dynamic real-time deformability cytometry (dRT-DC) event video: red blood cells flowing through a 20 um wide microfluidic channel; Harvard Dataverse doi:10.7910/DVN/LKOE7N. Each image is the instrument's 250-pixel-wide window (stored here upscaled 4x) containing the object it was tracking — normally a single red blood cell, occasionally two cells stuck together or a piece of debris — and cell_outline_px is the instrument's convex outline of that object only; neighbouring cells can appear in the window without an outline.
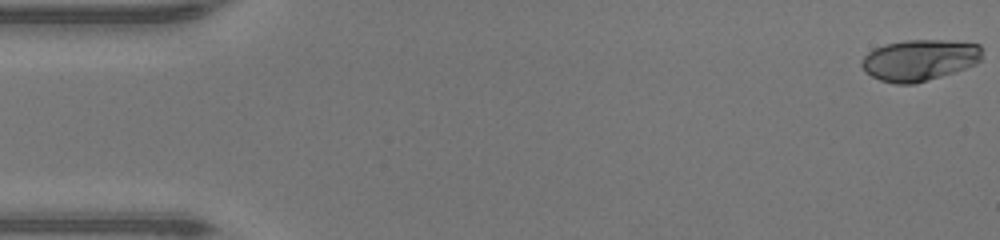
{"species": "human", "species_latin": "Homo sapiens", "temperature_condition": "warm", "stored_images_in_passage": 48, "camera_frame_rate_fps": 3000, "um_per_image_px": 0.085, "donor": {"sex": "male"}, "frame": {"image": 1, "passage_image": 1, "time_ms": 0.0, "image_size_px": [1000, 240], "cell_outline_px": [[980, 60], [976, 64], [916, 84], [896, 84], [880, 80], [864, 72], [860, 64], [864, 56], [868, 52], [884, 44], [904, 40], [948, 40], [980, 44]], "centroid_in_image_um": [78.11, 5.1], "position_along_channel_um": 6.9, "area_um2": 28.9}}
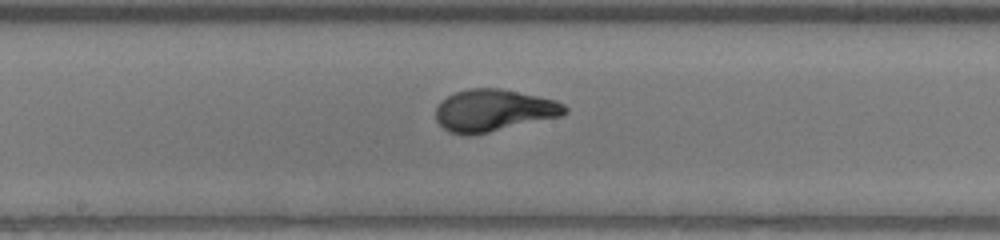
{"frame": {"image": 2, "passage_image": 25, "time_ms": 8.0, "image_size_px": [1000, 240], "cell_outline_px": [[568, 112], [560, 116], [488, 132], [468, 136], [464, 136], [448, 132], [436, 120], [436, 108], [440, 100], [456, 92], [468, 88], [500, 88], [556, 100], [564, 104], [568, 108]], "centroid_in_image_um": [41.93, 9.38], "position_along_channel_um": 206.3, "area_um2": 31.56}}
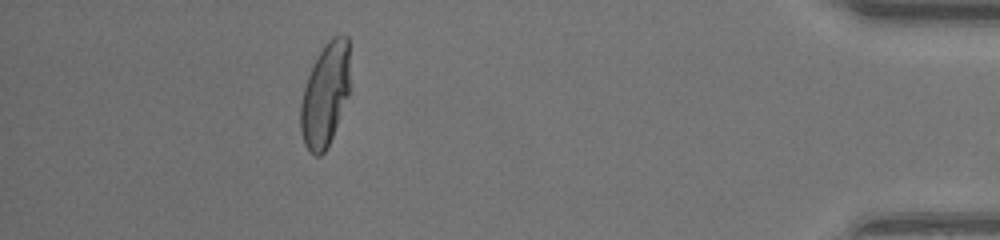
{"frame": {"image": 3, "passage_image": 43, "time_ms": 14.0, "image_size_px": [1000, 240], "cell_outline_px": [[352, 92], [332, 136], [324, 152], [320, 156], [316, 156], [304, 144], [300, 128], [300, 104], [304, 88], [308, 76], [324, 44], [332, 36], [348, 36]], "centroid_in_image_um": [27.7, 8.03], "position_along_channel_um": 407.5, "area_um2": 30.29}, "authors_computed_cell_mechanics": {"area_um2": 30.2294, "velocity_mm_per_s": 4.3662, "shape_relaxation_time_tau1_ms": 3.4504, "shape_relaxation_time_tau2_ms": null, "deformation_change_tau1": 0.2337, "deformation_change_tau2": null}}